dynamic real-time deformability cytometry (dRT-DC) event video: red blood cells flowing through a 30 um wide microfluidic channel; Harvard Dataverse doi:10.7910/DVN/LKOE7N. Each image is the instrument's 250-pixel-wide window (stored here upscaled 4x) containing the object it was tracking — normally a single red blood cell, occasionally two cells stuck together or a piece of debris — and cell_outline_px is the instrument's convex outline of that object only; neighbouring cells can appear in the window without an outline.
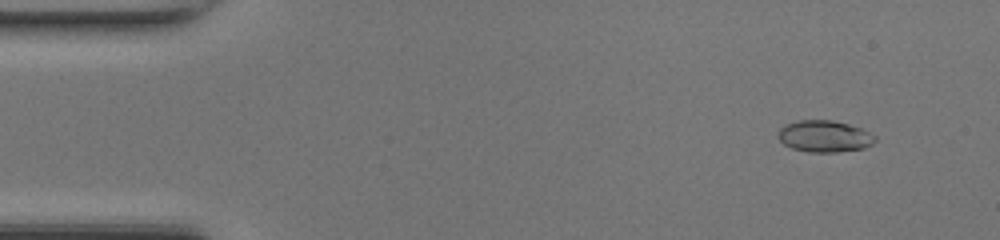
{"species": "common noctule bat (a hibernating species)", "species_latin": "Nyctalus noctula", "temperature_condition": "room temperature", "stored_images_in_passage": 46, "camera_frame_rate_fps": 3000, "um_per_image_px": 0.085, "animal": {"sex": "female", "body_mass_g": 17.0, "forearm_length_mm": 48.0}, "frame": {"image": 1, "passage_image": 3, "time_ms": 0.667, "image_size_px": [1000, 240], "cell_outline_px": [[876, 140], [872, 144], [864, 148], [836, 152], [808, 152], [792, 148], [784, 144], [776, 136], [776, 132], [784, 124], [800, 120], [832, 120], [848, 124], [860, 128], [876, 136]], "centroid_in_image_um": [70.04, 11.58], "position_along_channel_um": 15.0, "area_um2": 17.98}}
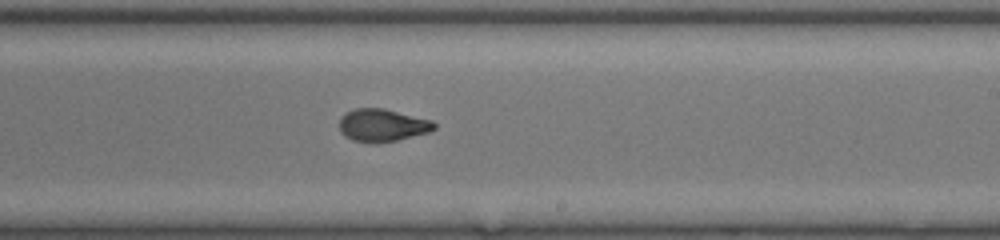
{"frame": {"image": 2, "passage_image": 27, "time_ms": 8.667, "image_size_px": [1000, 240], "cell_outline_px": [[436, 128], [428, 132], [396, 140], [376, 144], [368, 144], [352, 140], [344, 136], [340, 132], [340, 120], [348, 112], [356, 108], [384, 108], [432, 120], [436, 124]], "centroid_in_image_um": [32.5, 10.66], "position_along_channel_um": 256.5, "area_um2": 18.09}}
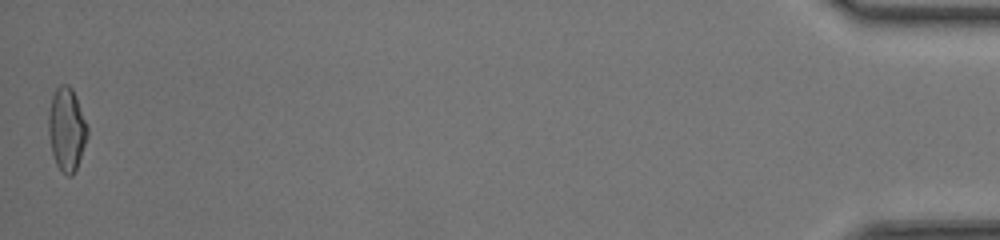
{"frame": {"image": 3, "passage_image": 46, "time_ms": 15.0, "image_size_px": [1000, 240], "cell_outline_px": [[88, 136], [76, 168], [72, 176], [68, 176], [56, 164], [52, 152], [48, 132], [48, 112], [52, 96], [56, 88], [60, 84], [68, 84], [72, 88], [76, 96], [88, 128]], "centroid_in_image_um": [5.66, 10.95], "position_along_channel_um": 429.5, "area_um2": 18.79}, "authors_computed_cell_mechanics": {"area_um2": 18.0047, "velocity_mm_per_s": 4.3833, "shape_relaxation_time_tau1_ms": 8.6492, "shape_relaxation_time_tau2_ms": 1.0135, "deformation_change_tau1": 0.3057, "deformation_change_tau2": 0.0644}}